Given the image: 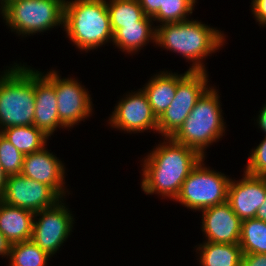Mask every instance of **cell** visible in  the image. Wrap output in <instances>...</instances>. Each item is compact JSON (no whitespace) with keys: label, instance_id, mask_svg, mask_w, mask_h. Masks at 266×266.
<instances>
[{"label":"cell","instance_id":"21","mask_svg":"<svg viewBox=\"0 0 266 266\" xmlns=\"http://www.w3.org/2000/svg\"><path fill=\"white\" fill-rule=\"evenodd\" d=\"M1 134L24 156L42 150L49 138L34 125L8 127Z\"/></svg>","mask_w":266,"mask_h":266},{"label":"cell","instance_id":"8","mask_svg":"<svg viewBox=\"0 0 266 266\" xmlns=\"http://www.w3.org/2000/svg\"><path fill=\"white\" fill-rule=\"evenodd\" d=\"M206 71H190L178 84L170 106L158 117V132L172 137L208 89Z\"/></svg>","mask_w":266,"mask_h":266},{"label":"cell","instance_id":"4","mask_svg":"<svg viewBox=\"0 0 266 266\" xmlns=\"http://www.w3.org/2000/svg\"><path fill=\"white\" fill-rule=\"evenodd\" d=\"M34 113L35 70L16 64L0 75V131L33 125Z\"/></svg>","mask_w":266,"mask_h":266},{"label":"cell","instance_id":"19","mask_svg":"<svg viewBox=\"0 0 266 266\" xmlns=\"http://www.w3.org/2000/svg\"><path fill=\"white\" fill-rule=\"evenodd\" d=\"M152 20L145 15L137 24L123 25L113 33L112 42L127 53L137 52L143 45L149 43V40H153L154 43L156 29L151 26Z\"/></svg>","mask_w":266,"mask_h":266},{"label":"cell","instance_id":"17","mask_svg":"<svg viewBox=\"0 0 266 266\" xmlns=\"http://www.w3.org/2000/svg\"><path fill=\"white\" fill-rule=\"evenodd\" d=\"M34 215L32 211L6 204L0 200V231L11 243L31 240Z\"/></svg>","mask_w":266,"mask_h":266},{"label":"cell","instance_id":"22","mask_svg":"<svg viewBox=\"0 0 266 266\" xmlns=\"http://www.w3.org/2000/svg\"><path fill=\"white\" fill-rule=\"evenodd\" d=\"M239 245L243 255L266 254V222L257 218L242 220Z\"/></svg>","mask_w":266,"mask_h":266},{"label":"cell","instance_id":"23","mask_svg":"<svg viewBox=\"0 0 266 266\" xmlns=\"http://www.w3.org/2000/svg\"><path fill=\"white\" fill-rule=\"evenodd\" d=\"M106 4L113 33L123 25L137 24L145 16L138 0H110Z\"/></svg>","mask_w":266,"mask_h":266},{"label":"cell","instance_id":"34","mask_svg":"<svg viewBox=\"0 0 266 266\" xmlns=\"http://www.w3.org/2000/svg\"><path fill=\"white\" fill-rule=\"evenodd\" d=\"M255 218L266 222V199L264 203L258 208Z\"/></svg>","mask_w":266,"mask_h":266},{"label":"cell","instance_id":"32","mask_svg":"<svg viewBox=\"0 0 266 266\" xmlns=\"http://www.w3.org/2000/svg\"><path fill=\"white\" fill-rule=\"evenodd\" d=\"M257 123H259V128L266 134V104L263 106L260 114L258 115Z\"/></svg>","mask_w":266,"mask_h":266},{"label":"cell","instance_id":"5","mask_svg":"<svg viewBox=\"0 0 266 266\" xmlns=\"http://www.w3.org/2000/svg\"><path fill=\"white\" fill-rule=\"evenodd\" d=\"M216 91L214 87H209L203 93L183 125L171 137L175 142L195 149L203 157L208 145L220 139L225 131Z\"/></svg>","mask_w":266,"mask_h":266},{"label":"cell","instance_id":"20","mask_svg":"<svg viewBox=\"0 0 266 266\" xmlns=\"http://www.w3.org/2000/svg\"><path fill=\"white\" fill-rule=\"evenodd\" d=\"M202 266H240L243 252L239 244H220L206 241L197 248Z\"/></svg>","mask_w":266,"mask_h":266},{"label":"cell","instance_id":"25","mask_svg":"<svg viewBox=\"0 0 266 266\" xmlns=\"http://www.w3.org/2000/svg\"><path fill=\"white\" fill-rule=\"evenodd\" d=\"M194 7L187 0H163L160 9L151 17L153 21L165 23L187 21ZM189 13V14H188Z\"/></svg>","mask_w":266,"mask_h":266},{"label":"cell","instance_id":"37","mask_svg":"<svg viewBox=\"0 0 266 266\" xmlns=\"http://www.w3.org/2000/svg\"><path fill=\"white\" fill-rule=\"evenodd\" d=\"M10 1H14V0H2V2H3L4 5H6Z\"/></svg>","mask_w":266,"mask_h":266},{"label":"cell","instance_id":"36","mask_svg":"<svg viewBox=\"0 0 266 266\" xmlns=\"http://www.w3.org/2000/svg\"><path fill=\"white\" fill-rule=\"evenodd\" d=\"M193 7L195 6V2H197L196 0H187Z\"/></svg>","mask_w":266,"mask_h":266},{"label":"cell","instance_id":"9","mask_svg":"<svg viewBox=\"0 0 266 266\" xmlns=\"http://www.w3.org/2000/svg\"><path fill=\"white\" fill-rule=\"evenodd\" d=\"M0 200L36 213L55 206L63 199L48 185L22 174L9 175Z\"/></svg>","mask_w":266,"mask_h":266},{"label":"cell","instance_id":"12","mask_svg":"<svg viewBox=\"0 0 266 266\" xmlns=\"http://www.w3.org/2000/svg\"><path fill=\"white\" fill-rule=\"evenodd\" d=\"M109 124L127 132L137 133L148 129L158 131V118L153 113L148 97L142 89L126 95L118 102Z\"/></svg>","mask_w":266,"mask_h":266},{"label":"cell","instance_id":"35","mask_svg":"<svg viewBox=\"0 0 266 266\" xmlns=\"http://www.w3.org/2000/svg\"><path fill=\"white\" fill-rule=\"evenodd\" d=\"M0 4H1V13H2V16H4V11H5V5L3 4L2 0L0 1Z\"/></svg>","mask_w":266,"mask_h":266},{"label":"cell","instance_id":"31","mask_svg":"<svg viewBox=\"0 0 266 266\" xmlns=\"http://www.w3.org/2000/svg\"><path fill=\"white\" fill-rule=\"evenodd\" d=\"M11 245L12 244L5 238V236L0 231V255H2V257H9Z\"/></svg>","mask_w":266,"mask_h":266},{"label":"cell","instance_id":"33","mask_svg":"<svg viewBox=\"0 0 266 266\" xmlns=\"http://www.w3.org/2000/svg\"><path fill=\"white\" fill-rule=\"evenodd\" d=\"M7 177V174L3 171L2 166L0 164V197L4 193Z\"/></svg>","mask_w":266,"mask_h":266},{"label":"cell","instance_id":"30","mask_svg":"<svg viewBox=\"0 0 266 266\" xmlns=\"http://www.w3.org/2000/svg\"><path fill=\"white\" fill-rule=\"evenodd\" d=\"M146 16L152 17L162 6L163 0H138Z\"/></svg>","mask_w":266,"mask_h":266},{"label":"cell","instance_id":"15","mask_svg":"<svg viewBox=\"0 0 266 266\" xmlns=\"http://www.w3.org/2000/svg\"><path fill=\"white\" fill-rule=\"evenodd\" d=\"M64 165L53 153L45 147L34 153L24 156L21 174L29 179L36 180L50 186L61 198L64 191Z\"/></svg>","mask_w":266,"mask_h":266},{"label":"cell","instance_id":"29","mask_svg":"<svg viewBox=\"0 0 266 266\" xmlns=\"http://www.w3.org/2000/svg\"><path fill=\"white\" fill-rule=\"evenodd\" d=\"M240 266H266V254H245Z\"/></svg>","mask_w":266,"mask_h":266},{"label":"cell","instance_id":"1","mask_svg":"<svg viewBox=\"0 0 266 266\" xmlns=\"http://www.w3.org/2000/svg\"><path fill=\"white\" fill-rule=\"evenodd\" d=\"M165 140L143 161L141 187L147 195L155 192L175 200L184 180L204 157L171 137Z\"/></svg>","mask_w":266,"mask_h":266},{"label":"cell","instance_id":"11","mask_svg":"<svg viewBox=\"0 0 266 266\" xmlns=\"http://www.w3.org/2000/svg\"><path fill=\"white\" fill-rule=\"evenodd\" d=\"M47 75L55 82L57 111L59 120L65 128L73 127L90 116L93 110L92 98L77 80L62 79L55 70L49 71Z\"/></svg>","mask_w":266,"mask_h":266},{"label":"cell","instance_id":"2","mask_svg":"<svg viewBox=\"0 0 266 266\" xmlns=\"http://www.w3.org/2000/svg\"><path fill=\"white\" fill-rule=\"evenodd\" d=\"M158 27L155 28V44L191 60L190 71H206L202 59L218 50L225 41L221 31L196 20L165 23Z\"/></svg>","mask_w":266,"mask_h":266},{"label":"cell","instance_id":"16","mask_svg":"<svg viewBox=\"0 0 266 266\" xmlns=\"http://www.w3.org/2000/svg\"><path fill=\"white\" fill-rule=\"evenodd\" d=\"M55 82L35 70V113L33 125L51 136L57 128L65 126L59 120Z\"/></svg>","mask_w":266,"mask_h":266},{"label":"cell","instance_id":"18","mask_svg":"<svg viewBox=\"0 0 266 266\" xmlns=\"http://www.w3.org/2000/svg\"><path fill=\"white\" fill-rule=\"evenodd\" d=\"M190 72L188 69L183 75L162 71L152 77L143 91L148 97L153 113L158 118L172 103L175 97L177 84Z\"/></svg>","mask_w":266,"mask_h":266},{"label":"cell","instance_id":"10","mask_svg":"<svg viewBox=\"0 0 266 266\" xmlns=\"http://www.w3.org/2000/svg\"><path fill=\"white\" fill-rule=\"evenodd\" d=\"M63 204V205H62ZM60 200L55 206L35 213L31 240L50 256L59 250L70 235L73 217Z\"/></svg>","mask_w":266,"mask_h":266},{"label":"cell","instance_id":"27","mask_svg":"<svg viewBox=\"0 0 266 266\" xmlns=\"http://www.w3.org/2000/svg\"><path fill=\"white\" fill-rule=\"evenodd\" d=\"M244 172L254 176L266 177V136L264 140L251 151Z\"/></svg>","mask_w":266,"mask_h":266},{"label":"cell","instance_id":"28","mask_svg":"<svg viewBox=\"0 0 266 266\" xmlns=\"http://www.w3.org/2000/svg\"><path fill=\"white\" fill-rule=\"evenodd\" d=\"M252 13L261 25H266V0H253Z\"/></svg>","mask_w":266,"mask_h":266},{"label":"cell","instance_id":"3","mask_svg":"<svg viewBox=\"0 0 266 266\" xmlns=\"http://www.w3.org/2000/svg\"><path fill=\"white\" fill-rule=\"evenodd\" d=\"M63 27L70 40L86 52L113 40L106 0L65 1Z\"/></svg>","mask_w":266,"mask_h":266},{"label":"cell","instance_id":"13","mask_svg":"<svg viewBox=\"0 0 266 266\" xmlns=\"http://www.w3.org/2000/svg\"><path fill=\"white\" fill-rule=\"evenodd\" d=\"M244 173L241 181L230 179L227 196L233 212L241 220L255 218L266 199V177Z\"/></svg>","mask_w":266,"mask_h":266},{"label":"cell","instance_id":"14","mask_svg":"<svg viewBox=\"0 0 266 266\" xmlns=\"http://www.w3.org/2000/svg\"><path fill=\"white\" fill-rule=\"evenodd\" d=\"M202 231L212 243L239 244L242 220L228 201L202 210Z\"/></svg>","mask_w":266,"mask_h":266},{"label":"cell","instance_id":"26","mask_svg":"<svg viewBox=\"0 0 266 266\" xmlns=\"http://www.w3.org/2000/svg\"><path fill=\"white\" fill-rule=\"evenodd\" d=\"M24 155L0 134V164L9 175L21 174Z\"/></svg>","mask_w":266,"mask_h":266},{"label":"cell","instance_id":"24","mask_svg":"<svg viewBox=\"0 0 266 266\" xmlns=\"http://www.w3.org/2000/svg\"><path fill=\"white\" fill-rule=\"evenodd\" d=\"M50 255L32 240L12 244L9 253L10 266H46Z\"/></svg>","mask_w":266,"mask_h":266},{"label":"cell","instance_id":"7","mask_svg":"<svg viewBox=\"0 0 266 266\" xmlns=\"http://www.w3.org/2000/svg\"><path fill=\"white\" fill-rule=\"evenodd\" d=\"M203 159L184 180L175 201L191 210L206 208L227 201L229 177L204 167Z\"/></svg>","mask_w":266,"mask_h":266},{"label":"cell","instance_id":"6","mask_svg":"<svg viewBox=\"0 0 266 266\" xmlns=\"http://www.w3.org/2000/svg\"><path fill=\"white\" fill-rule=\"evenodd\" d=\"M66 0H14L5 5L3 19L12 31L30 35L64 24Z\"/></svg>","mask_w":266,"mask_h":266}]
</instances>
